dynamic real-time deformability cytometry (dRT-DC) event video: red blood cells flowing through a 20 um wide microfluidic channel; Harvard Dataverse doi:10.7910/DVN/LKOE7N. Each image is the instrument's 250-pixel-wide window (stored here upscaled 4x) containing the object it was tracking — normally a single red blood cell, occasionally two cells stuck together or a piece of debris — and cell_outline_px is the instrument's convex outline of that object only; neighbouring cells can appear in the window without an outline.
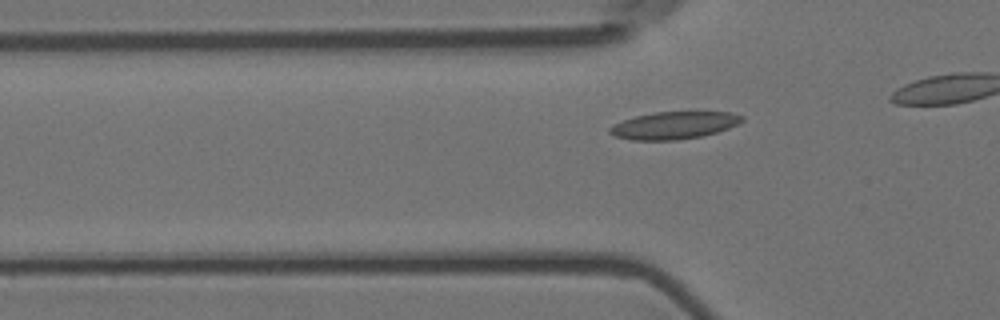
{"species": "Egyptian fruit bat (a non-hibernating species)", "species_latin": "Rousettus aegyptiacus", "temperature_condition": "room temperature", "stored_images_in_passage": 37, "camera_frame_rate_fps": 3000, "um_per_image_px": 0.085, "animal": {"sex": "female"}, "frame": {"image": 1, "passage_image": 11, "time_ms": 3.333, "image_size_px": [1000, 320], "cell_outline_px": [[744, 120], [728, 128], [704, 136], [676, 140], [632, 140], [616, 136], [608, 132], [608, 128], [612, 124], [636, 116], [656, 112], [732, 112], [744, 116]], "centroid_in_image_um": [57.29, 10.65], "position_along_channel_um": 68.5, "area_um2": 21.04}}
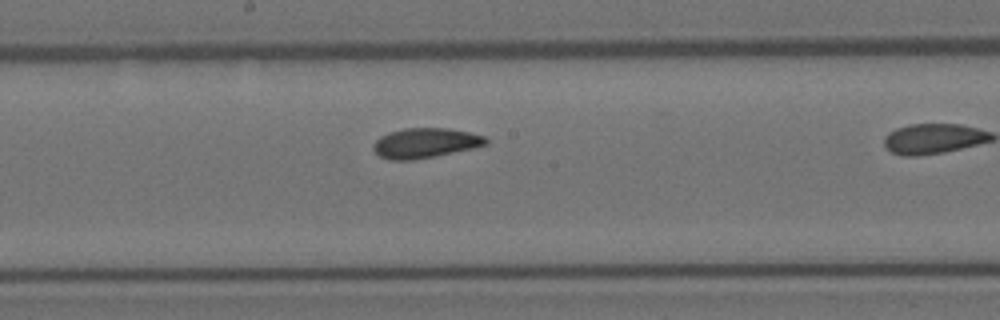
{"frame": {"image": 2, "passage_image": 23, "time_ms": 7.333, "image_size_px": [1000, 320], "cell_outline_px": [[488, 144], [472, 148], [412, 160], [388, 160], [380, 156], [372, 148], [372, 144], [380, 136], [404, 128], [448, 128], [468, 132], [484, 136], [488, 140]], "centroid_in_image_um": [36.12, 12.15], "position_along_channel_um": 212.1, "area_um2": 19.36}}
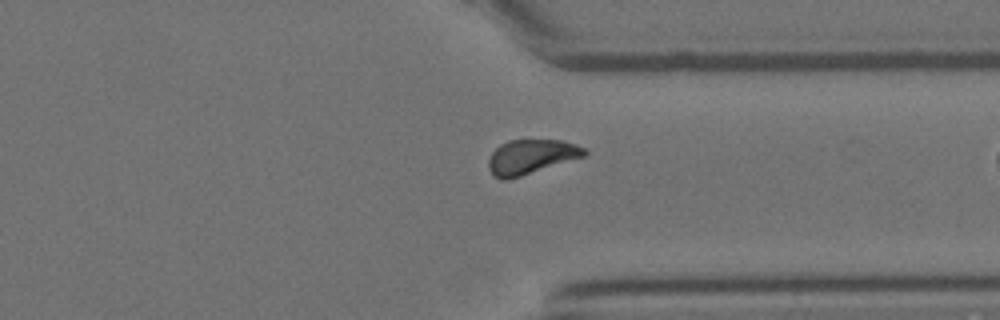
{"frame": {"image": 3, "passage_image": 36, "time_ms": 11.667, "image_size_px": [1000, 320], "cell_outline_px": [[588, 152], [584, 156], [508, 180], [500, 180], [492, 176], [488, 168], [488, 160], [492, 152], [500, 144], [508, 140], [564, 140], [576, 144], [584, 148]], "centroid_in_image_um": [45.1, 13.33], "position_along_channel_um": 366.3, "area_um2": 19.36}}